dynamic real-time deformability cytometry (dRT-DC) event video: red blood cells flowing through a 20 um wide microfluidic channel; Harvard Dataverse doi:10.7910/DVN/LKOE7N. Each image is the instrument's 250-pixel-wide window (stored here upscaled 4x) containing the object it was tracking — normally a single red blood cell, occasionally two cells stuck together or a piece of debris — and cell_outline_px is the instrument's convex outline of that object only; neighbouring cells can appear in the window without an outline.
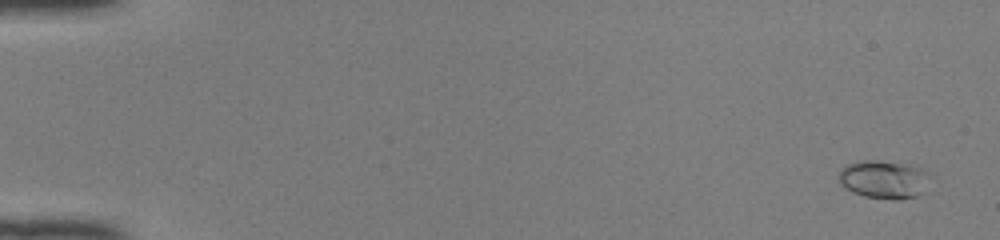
{"species": "common noctule bat (a hibernating species)", "species_latin": "Nyctalus noctula", "temperature_condition": "room temperature", "stored_images_in_passage": 18, "camera_frame_rate_fps": 3000, "um_per_image_px": 0.085, "animal": {"sex": "female", "body_mass_g": 22.0, "forearm_length_mm": 56.7}, "frame": {"image": 1, "passage_image": 3, "time_ms": 0.667, "image_size_px": [1000, 240], "cell_outline_px": [[932, 176], [924, 192], [916, 196], [900, 200], [892, 200], [864, 196], [852, 192], [844, 188], [840, 184], [840, 168], [848, 164], [860, 160], [876, 160], [916, 164], [928, 172]], "centroid_in_image_um": [75.19, 15.24], "position_along_channel_um": 9.8, "area_um2": 20.98}}
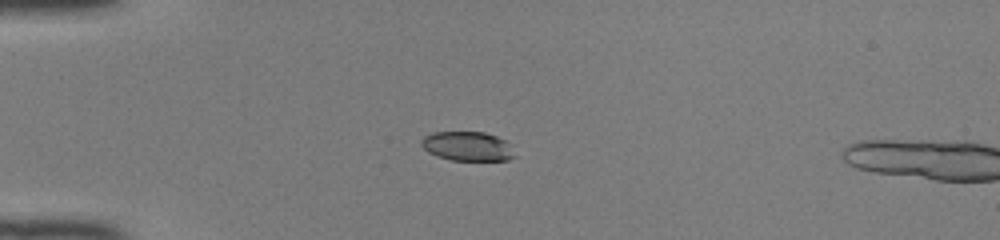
{"frame": {"image": 2, "passage_image": 15, "time_ms": 4.667, "image_size_px": [1000, 240], "cell_outline_px": [[516, 156], [508, 160], [452, 160], [436, 156], [428, 152], [420, 144], [420, 140], [424, 136], [432, 132], [484, 132], [496, 136], [504, 140]], "centroid_in_image_um": [39.68, 12.43], "position_along_channel_um": 45.3, "area_um2": 15.84}}